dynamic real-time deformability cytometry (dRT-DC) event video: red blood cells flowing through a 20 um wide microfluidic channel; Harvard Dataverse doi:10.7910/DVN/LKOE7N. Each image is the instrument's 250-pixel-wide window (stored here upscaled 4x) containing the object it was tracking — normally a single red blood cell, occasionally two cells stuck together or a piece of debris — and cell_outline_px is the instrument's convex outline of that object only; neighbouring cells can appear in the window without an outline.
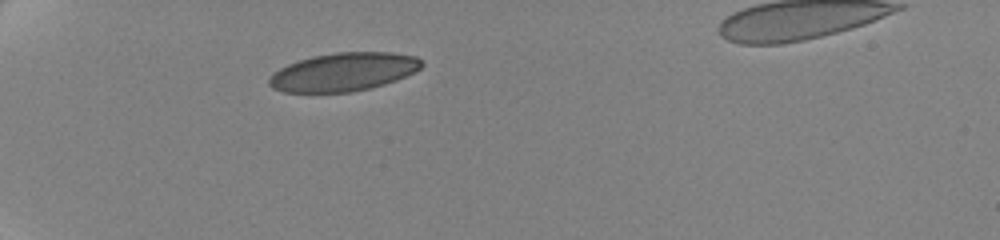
{"species": "human", "species_latin": "Homo sapiens", "temperature_condition": "cold", "stored_images_in_passage": 19, "camera_frame_rate_fps": 3000, "um_per_image_px": 0.085, "donor": {"sex": "female"}, "frame": {"image": 1, "passage_image": 2, "time_ms": 1.0, "image_size_px": [1000, 240], "cell_outline_px": [[424, 64], [420, 68], [396, 80], [384, 84], [352, 92], [284, 92], [272, 88], [268, 84], [268, 80], [272, 72], [288, 64], [312, 56], [336, 52], [392, 52], [416, 56]], "centroid_in_image_um": [29.17, 6.11], "position_along_channel_um": 55.8, "area_um2": 33.99}}
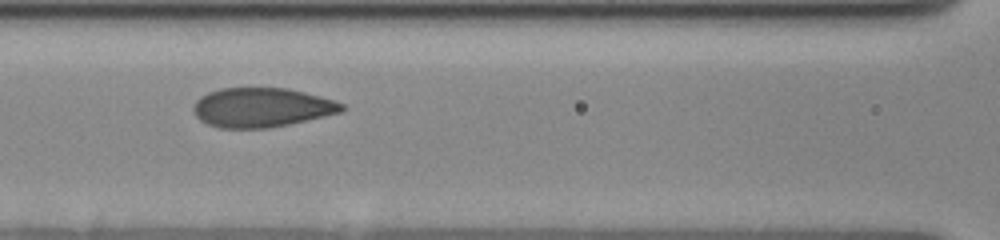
{"frame": {"image": 2, "passage_image": 14, "time_ms": 4.333, "image_size_px": [1000, 240], "cell_outline_px": [[344, 108], [340, 112], [324, 116], [288, 124], [268, 128], [220, 128], [208, 124], [200, 120], [192, 112], [192, 108], [196, 100], [200, 96], [208, 92], [220, 88], [288, 88], [320, 96], [344, 104]], "centroid_in_image_um": [22.19, 9.13], "position_along_channel_um": 144.4, "area_um2": 33.93}}
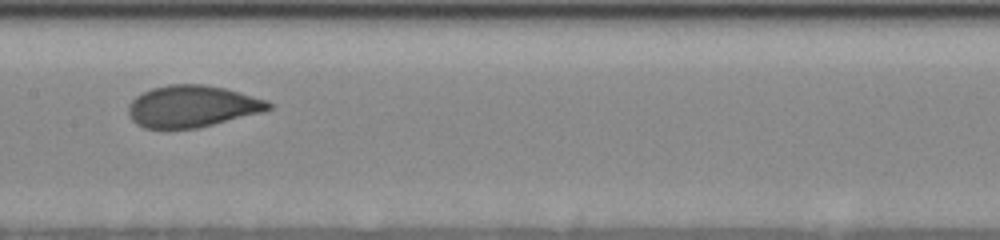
{"frame": {"image": 3, "passage_image": 18, "time_ms": 5.667, "image_size_px": [1000, 240], "cell_outline_px": [[272, 108], [264, 112], [196, 128], [144, 128], [136, 124], [128, 116], [128, 104], [136, 96], [152, 88], [168, 84], [204, 84], [224, 88], [240, 92], [268, 100], [272, 104]], "centroid_in_image_um": [16.34, 9.03], "position_along_channel_um": 191.1, "area_um2": 34.22}}